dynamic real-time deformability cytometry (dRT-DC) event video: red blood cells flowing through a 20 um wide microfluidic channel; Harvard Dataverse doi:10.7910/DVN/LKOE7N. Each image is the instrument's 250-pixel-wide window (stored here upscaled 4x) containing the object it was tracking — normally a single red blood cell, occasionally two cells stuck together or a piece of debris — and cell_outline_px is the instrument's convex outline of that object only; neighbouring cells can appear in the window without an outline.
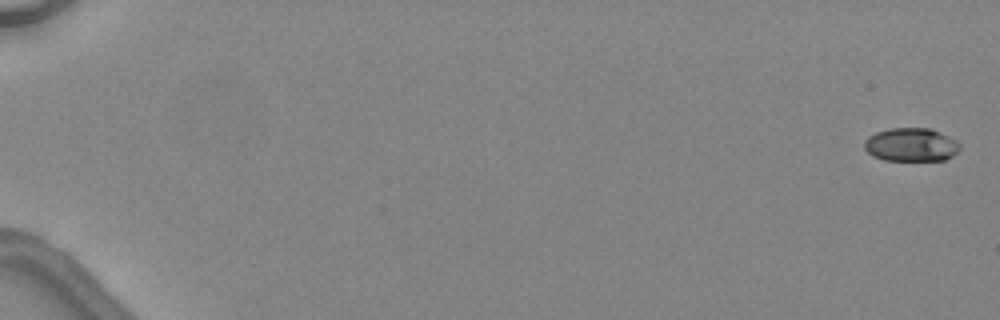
{"species": "common noctule bat (a hibernating species)", "species_latin": "Nyctalus noctula", "temperature_condition": "warm", "stored_images_in_passage": 5, "camera_frame_rate_fps": 3000, "um_per_image_px": 0.085, "animal": {"sex": "female", "body_mass_g": 24.6, "forearm_length_mm": 56.2}, "frame": {"image": 1, "passage_image": 1, "time_ms": 0.0, "image_size_px": [1000, 320], "cell_outline_px": [[960, 148], [952, 156], [944, 160], [884, 160], [872, 156], [864, 148], [864, 140], [868, 136], [876, 132], [888, 128], [932, 128], [956, 140], [960, 144]], "centroid_in_image_um": [77.42, 12.29], "position_along_channel_um": 7.6, "area_um2": 18.73}}
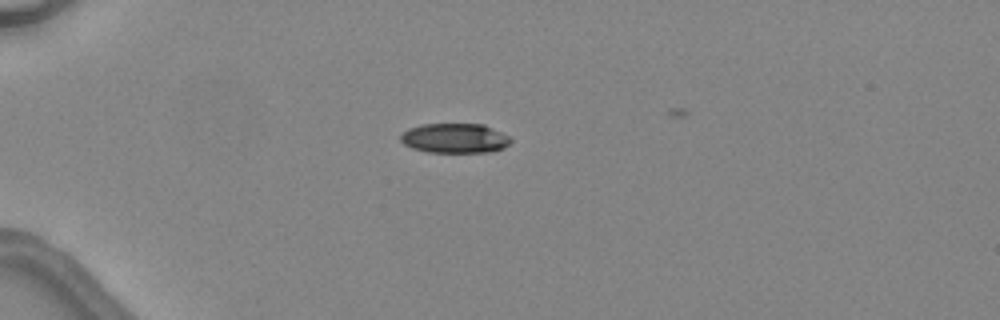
{"frame": {"image": 2, "passage_image": 5, "time_ms": 4.667, "image_size_px": [1000, 320], "cell_outline_px": [[512, 140], [504, 148], [488, 152], [428, 152], [412, 148], [404, 144], [400, 140], [400, 136], [408, 128], [420, 124], [484, 124], [508, 136]], "centroid_in_image_um": [38.63, 11.74], "position_along_channel_um": 46.4, "area_um2": 19.02}}